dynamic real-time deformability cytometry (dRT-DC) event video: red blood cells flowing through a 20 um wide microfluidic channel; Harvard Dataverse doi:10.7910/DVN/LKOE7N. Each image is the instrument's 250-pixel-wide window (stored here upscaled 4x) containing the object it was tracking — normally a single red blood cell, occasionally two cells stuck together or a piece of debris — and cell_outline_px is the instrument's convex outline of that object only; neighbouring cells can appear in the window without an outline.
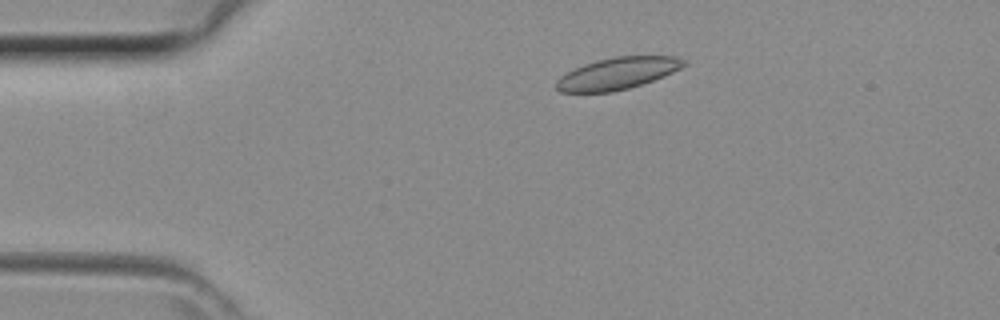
{"species": "common noctule bat (a hibernating species)", "species_latin": "Nyctalus noctula", "temperature_condition": "room temperature", "stored_images_in_passage": 40, "camera_frame_rate_fps": 3000, "um_per_image_px": 0.085, "animal": {"sex": "female", "body_mass_g": 29.2, "forearm_length_mm": 56.3}, "frame": {"image": 1, "passage_image": 6, "time_ms": 1.667, "image_size_px": [1000, 320], "cell_outline_px": [[688, 64], [664, 76], [628, 88], [612, 92], [560, 92], [556, 88], [556, 80], [560, 76], [572, 68], [596, 60], [612, 56], [672, 56], [688, 60]], "centroid_in_image_um": [52.47, 6.23], "position_along_channel_um": 32.5, "area_um2": 23.76}}
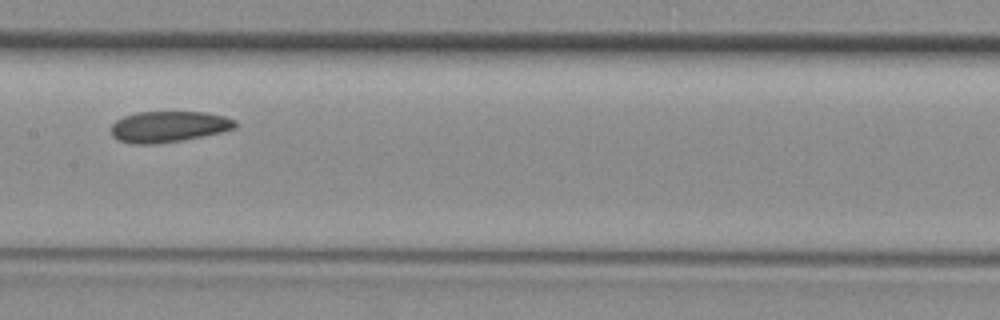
{"frame": {"image": 2, "passage_image": 19, "time_ms": 6.0, "image_size_px": [1000, 320], "cell_outline_px": [[236, 128], [220, 132], [180, 140], [148, 144], [132, 144], [116, 140], [112, 136], [112, 124], [116, 120], [124, 116], [136, 112], [204, 112], [224, 116], [236, 120]], "centroid_in_image_um": [14.3, 10.75], "position_along_channel_um": 193.1, "area_um2": 22.25}}
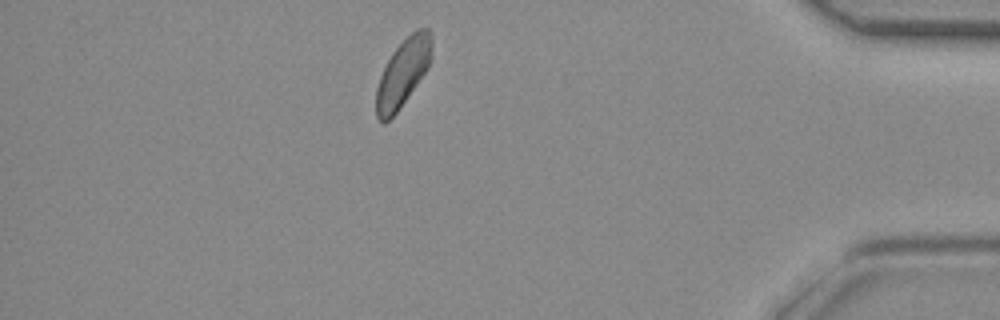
{"frame": {"image": 3, "passage_image": 35, "time_ms": 11.333, "image_size_px": [1000, 320], "cell_outline_px": [[432, 56], [428, 68], [396, 112], [384, 124], [376, 116], [376, 88], [380, 76], [392, 52], [416, 28], [428, 28], [432, 36]], "centroid_in_image_um": [34.26, 6.16], "position_along_channel_um": 400.9, "area_um2": 21.56}}